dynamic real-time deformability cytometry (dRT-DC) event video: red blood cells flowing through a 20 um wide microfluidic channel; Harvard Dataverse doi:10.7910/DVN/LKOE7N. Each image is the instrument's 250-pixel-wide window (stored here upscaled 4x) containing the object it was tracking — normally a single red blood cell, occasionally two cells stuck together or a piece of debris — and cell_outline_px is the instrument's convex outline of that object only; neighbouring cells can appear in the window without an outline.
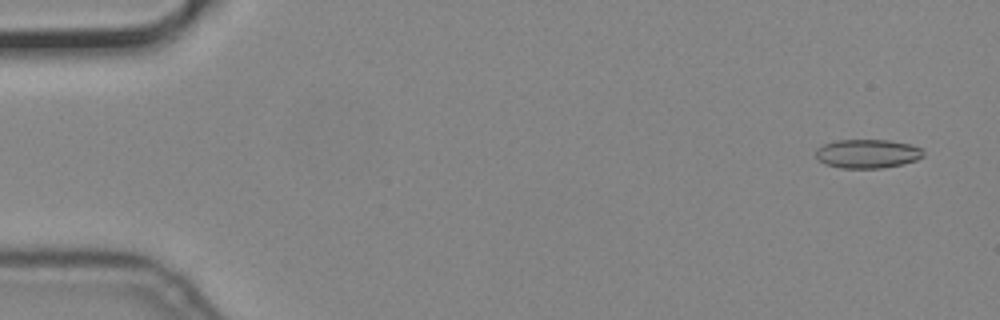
{"species": "common noctule bat (a hibernating species)", "species_latin": "Nyctalus noctula", "temperature_condition": "cold", "stored_images_in_passage": 4, "camera_frame_rate_fps": 3000, "um_per_image_px": 0.085, "animal": {"sex": "male", "body_mass_g": 19.2, "forearm_length_mm": 51.8}, "frame": {"image": 1, "passage_image": 1, "time_ms": 0.0, "image_size_px": [1000, 320], "cell_outline_px": [[924, 156], [916, 160], [904, 164], [880, 168], [840, 168], [824, 164], [816, 156], [816, 148], [824, 144], [836, 140], [888, 140], [912, 144], [920, 148], [924, 152]], "centroid_in_image_um": [73.74, 13.06], "position_along_channel_um": 11.3, "area_um2": 18.21}}